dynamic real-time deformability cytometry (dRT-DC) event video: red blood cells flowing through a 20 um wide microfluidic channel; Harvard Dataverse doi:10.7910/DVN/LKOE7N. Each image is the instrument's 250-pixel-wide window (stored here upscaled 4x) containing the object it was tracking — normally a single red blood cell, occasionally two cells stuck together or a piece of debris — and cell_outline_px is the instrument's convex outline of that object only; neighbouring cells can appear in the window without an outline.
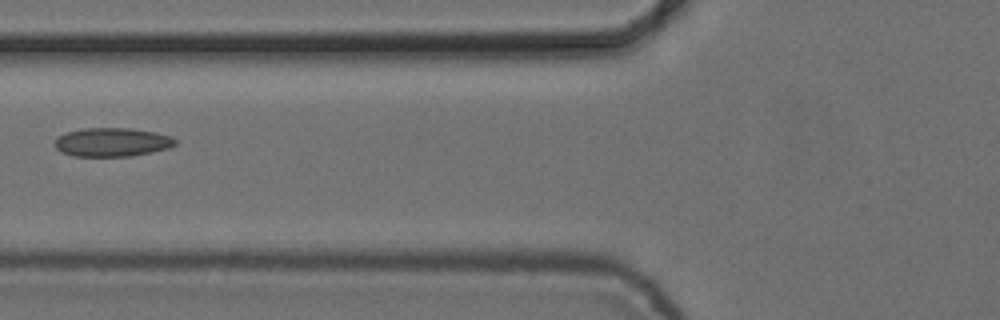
{"species": "common noctule bat (a hibernating species)", "species_latin": "Nyctalus noctula", "temperature_condition": "cold", "stored_images_in_passage": 3, "camera_frame_rate_fps": 3000, "um_per_image_px": 0.085, "animal": {"sex": "female", "body_mass_g": 24.6, "forearm_length_mm": 56.2}, "frame": {"image": 1, "passage_image": 3, "time_ms": 0.667, "image_size_px": [1000, 320], "cell_outline_px": [[176, 144], [168, 148], [152, 152], [132, 156], [72, 156], [60, 152], [56, 148], [56, 136], [68, 132], [84, 128], [132, 128], [156, 132], [172, 136], [176, 140]], "centroid_in_image_um": [9.54, 12.08], "position_along_channel_um": 116.3, "area_um2": 20.29}}